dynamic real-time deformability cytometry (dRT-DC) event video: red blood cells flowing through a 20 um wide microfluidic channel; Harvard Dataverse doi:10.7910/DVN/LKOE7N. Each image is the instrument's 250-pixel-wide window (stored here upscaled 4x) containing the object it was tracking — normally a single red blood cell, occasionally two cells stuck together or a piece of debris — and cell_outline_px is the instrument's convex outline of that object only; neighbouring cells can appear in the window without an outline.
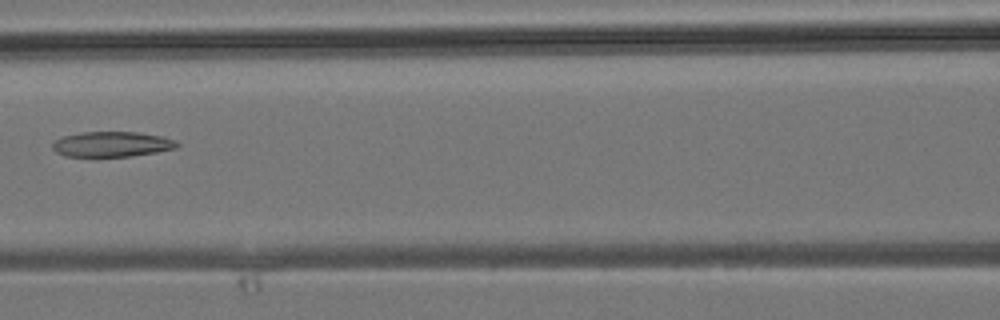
{"species": "common noctule bat (a hibernating species)", "species_latin": "Nyctalus noctula", "temperature_condition": "room temperature", "stored_images_in_passage": 34, "camera_frame_rate_fps": 3000, "um_per_image_px": 0.085, "animal": {"sex": "male", "body_mass_g": 19.2, "forearm_length_mm": 51.8}, "frame": {"image": 1, "passage_image": 15, "time_ms": 4.667, "image_size_px": [1000, 320], "cell_outline_px": [[180, 144], [176, 148], [156, 152], [132, 156], [96, 160], [64, 156], [56, 152], [52, 148], [52, 144], [56, 140], [64, 136], [80, 132], [136, 132], [164, 136], [176, 140]], "centroid_in_image_um": [9.47, 12.31], "position_along_channel_um": 157.1, "area_um2": 19.31}}
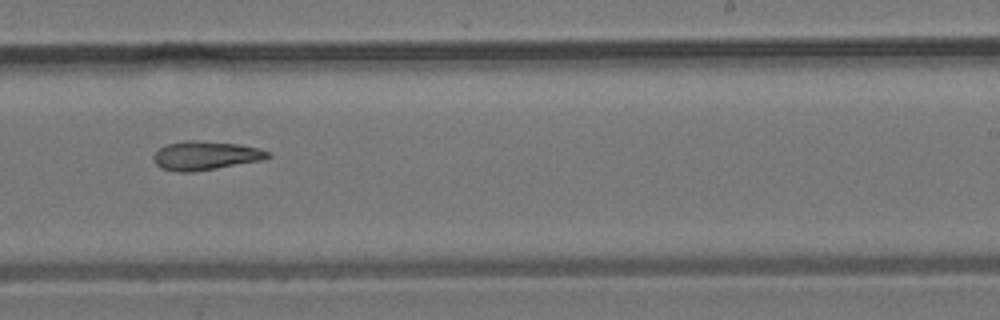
{"frame": {"image": 2, "passage_image": 21, "time_ms": 6.667, "image_size_px": [1000, 320], "cell_outline_px": [[272, 156], [260, 160], [216, 168], [192, 172], [176, 172], [160, 168], [156, 164], [152, 156], [160, 148], [168, 144], [184, 140], [196, 140], [240, 144], [260, 148], [268, 152]], "centroid_in_image_um": [17.44, 13.22], "position_along_channel_um": 271.6, "area_um2": 19.13}}
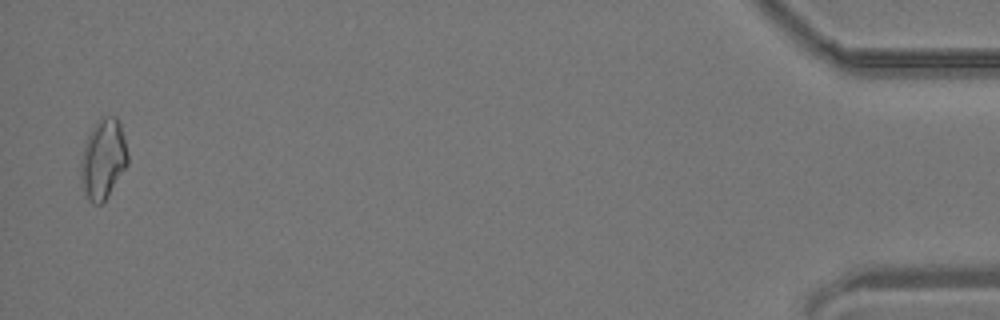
{"frame": {"image": 3, "passage_image": 34, "time_ms": 11.0, "image_size_px": [1000, 320], "cell_outline_px": [[128, 164], [108, 196], [100, 204], [92, 204], [88, 200], [80, 176], [80, 164], [84, 144], [92, 128], [100, 116], [116, 116], [120, 120], [128, 156]], "centroid_in_image_um": [8.77, 13.49], "position_along_channel_um": 426.4, "area_um2": 21.91}}